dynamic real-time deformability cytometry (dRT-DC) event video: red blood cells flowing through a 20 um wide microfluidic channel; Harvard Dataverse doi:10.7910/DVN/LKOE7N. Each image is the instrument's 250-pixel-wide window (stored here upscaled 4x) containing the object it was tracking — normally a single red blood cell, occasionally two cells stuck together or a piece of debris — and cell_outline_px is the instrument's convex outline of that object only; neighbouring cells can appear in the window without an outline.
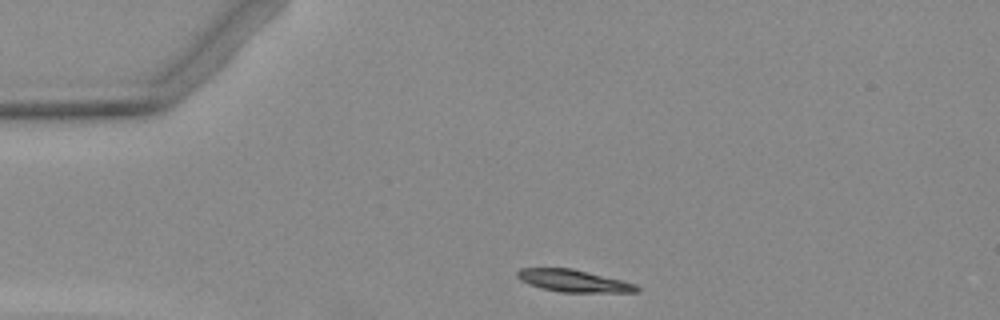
{"species": "Egyptian fruit bat (a non-hibernating species)", "species_latin": "Rousettus aegyptiacus", "temperature_condition": "warm", "stored_images_in_passage": 2, "camera_frame_rate_fps": 3000, "um_per_image_px": 0.085, "animal": {"sex": "female"}, "frame": {"image": 1, "passage_image": 1, "time_ms": 0.0, "image_size_px": [1000, 320], "cell_outline_px": [[640, 292], [560, 292], [540, 288], [528, 284], [520, 280], [516, 276], [516, 272], [520, 268], [572, 268], [636, 284], [640, 288]], "centroid_in_image_um": [48.71, 23.87], "position_along_channel_um": 36.3, "area_um2": 15.43}}